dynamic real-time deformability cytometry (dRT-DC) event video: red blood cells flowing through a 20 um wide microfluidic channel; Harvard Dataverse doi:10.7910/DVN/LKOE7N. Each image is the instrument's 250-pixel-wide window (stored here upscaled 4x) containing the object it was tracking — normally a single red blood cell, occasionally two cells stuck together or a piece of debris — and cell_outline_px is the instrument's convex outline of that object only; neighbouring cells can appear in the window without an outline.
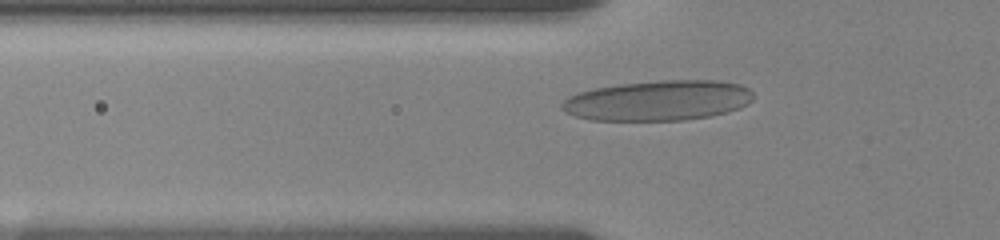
{"species": "human", "species_latin": "Homo sapiens", "temperature_condition": "room temperature", "stored_images_in_passage": 29, "camera_frame_rate_fps": 3000, "um_per_image_px": 0.085, "donor": {"sex": "female"}, "frame": {"image": 1, "passage_image": 4, "time_ms": 0.667, "image_size_px": [1000, 240], "cell_outline_px": [[752, 100], [748, 104], [740, 108], [728, 112], [712, 116], [684, 120], [592, 120], [576, 116], [564, 112], [560, 108], [560, 104], [568, 96], [580, 92], [596, 88], [620, 84], [660, 80], [716, 80], [740, 84], [748, 88], [752, 92]], "centroid_in_image_um": [55.96, 8.54], "position_along_channel_um": 69.8, "area_um2": 45.03}}
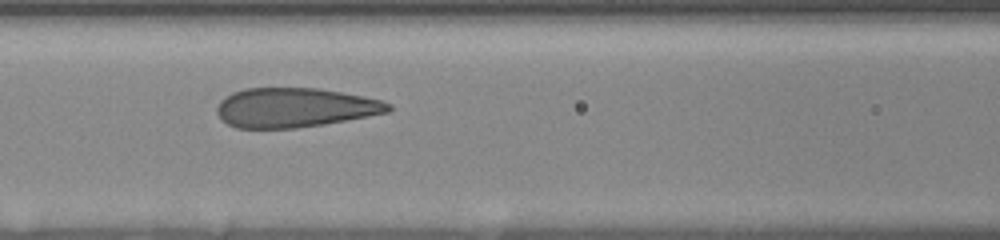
{"frame": {"image": 2, "passage_image": 22, "time_ms": 2.667, "image_size_px": [1000, 240], "cell_outline_px": [[392, 108], [388, 112], [368, 116], [324, 124], [296, 128], [236, 128], [220, 120], [216, 112], [216, 108], [220, 100], [224, 96], [232, 92], [244, 88], [320, 88], [384, 100], [392, 104]], "centroid_in_image_um": [25.03, 9.14], "position_along_channel_um": 141.6, "area_um2": 39.71}}
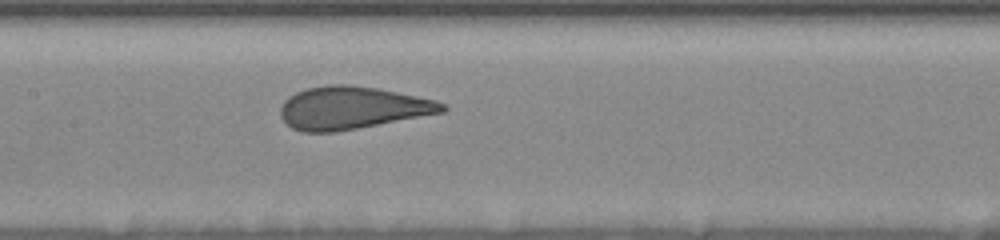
{"frame": {"image": 3, "passage_image": 27, "time_ms": 3.667, "image_size_px": [1000, 240], "cell_outline_px": [[448, 108], [444, 112], [336, 132], [304, 132], [292, 128], [280, 116], [280, 108], [284, 100], [288, 96], [296, 92], [308, 88], [328, 84], [352, 84], [380, 88], [436, 100], [444, 104]], "centroid_in_image_um": [29.92, 9.15], "position_along_channel_um": 177.5, "area_um2": 40.29}}